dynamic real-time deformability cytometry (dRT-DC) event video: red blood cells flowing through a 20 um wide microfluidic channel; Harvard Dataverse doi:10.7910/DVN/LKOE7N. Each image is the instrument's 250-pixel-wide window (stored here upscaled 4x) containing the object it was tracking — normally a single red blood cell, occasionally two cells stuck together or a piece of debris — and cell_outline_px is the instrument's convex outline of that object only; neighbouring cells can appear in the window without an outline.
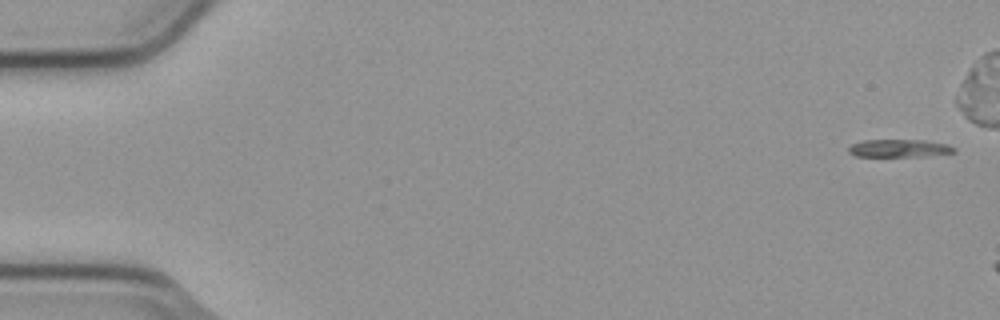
{"species": "common noctule bat (a hibernating species)", "species_latin": "Nyctalus noctula", "temperature_condition": "cold", "stored_images_in_passage": 3, "camera_frame_rate_fps": 3000, "um_per_image_px": 0.085, "animal": {"sex": "male", "body_mass_g": 23.1, "forearm_length_mm": 52.7}, "frame": {"image": 1, "passage_image": 1, "time_ms": 0.0, "image_size_px": [1000, 320], "cell_outline_px": [[956, 152], [924, 156], [856, 156], [848, 152], [848, 148], [852, 144], [864, 140], [924, 140], [948, 144], [956, 148]], "centroid_in_image_um": [76.45, 12.6], "position_along_channel_um": 8.5, "area_um2": 10.87}}